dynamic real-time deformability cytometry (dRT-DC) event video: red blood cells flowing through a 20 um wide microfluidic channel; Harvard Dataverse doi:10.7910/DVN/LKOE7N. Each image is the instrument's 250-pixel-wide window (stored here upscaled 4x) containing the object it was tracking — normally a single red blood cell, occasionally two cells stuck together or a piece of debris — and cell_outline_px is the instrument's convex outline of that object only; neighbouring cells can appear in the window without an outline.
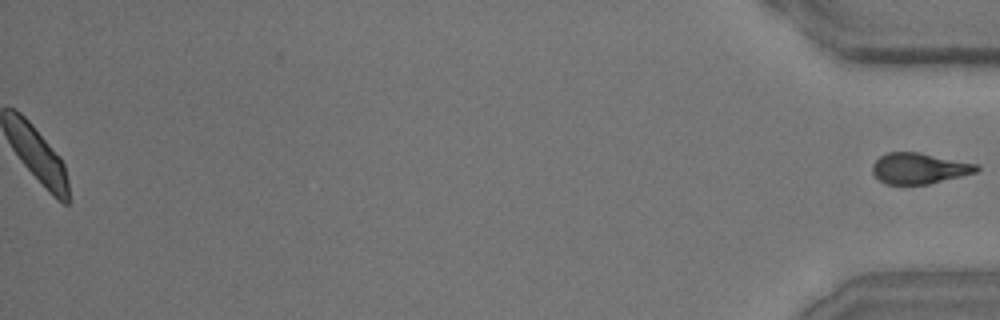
{"species": "common noctule bat (a hibernating species)", "species_latin": "Nyctalus noctula", "temperature_condition": "room temperature", "stored_images_in_passage": 49, "segment_of_instrument_passage": [2, 2], "camera_frame_rate_fps": 3000, "um_per_image_px": 0.085, "animal": {"sex": "male", "body_mass_g": 15.6}, "frame": {"image": 1, "passage_image": 49, "time_ms": 16.0, "image_size_px": [1000, 320], "cell_outline_px": [[980, 168], [976, 172], [928, 184], [884, 184], [872, 172], [872, 164], [880, 156], [888, 152], [916, 152], [980, 164]], "centroid_in_image_um": [78.13, 14.31], "position_along_channel_um": 357.1, "area_um2": 18.61}}